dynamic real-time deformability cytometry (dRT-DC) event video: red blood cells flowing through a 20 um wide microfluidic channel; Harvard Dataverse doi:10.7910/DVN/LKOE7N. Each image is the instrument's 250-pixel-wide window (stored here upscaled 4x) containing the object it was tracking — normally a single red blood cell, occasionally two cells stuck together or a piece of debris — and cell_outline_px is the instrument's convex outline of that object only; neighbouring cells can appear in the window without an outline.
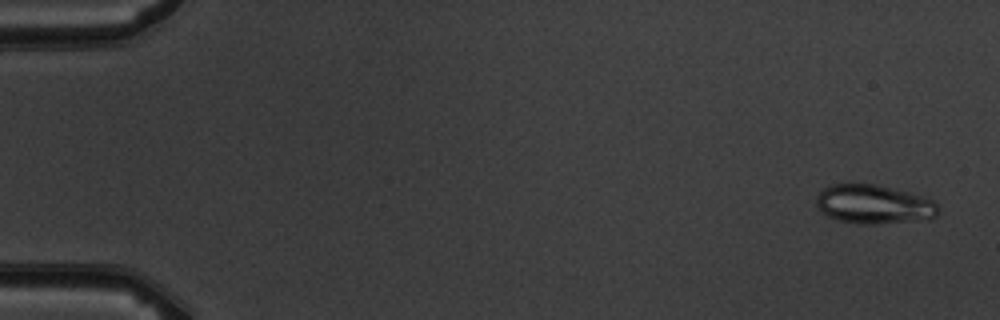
{"species": "common noctule bat (a hibernating species)", "species_latin": "Nyctalus noctula", "temperature_condition": "warm", "stored_images_in_passage": 5, "camera_frame_rate_fps": 3000, "um_per_image_px": 0.085, "animal": {"sex": "male", "body_mass_g": 19.5, "forearm_length_mm": 54.6}, "frame": {"image": 1, "passage_image": 1, "time_ms": 0.0, "image_size_px": [1000, 320], "cell_outline_px": [[940, 208], [936, 216], [928, 220], [876, 224], [856, 224], [840, 220], [828, 216], [816, 204], [816, 196], [824, 188], [832, 184], [876, 184], [908, 192], [932, 200]], "centroid_in_image_um": [74.3, 17.38], "position_along_channel_um": 10.7, "area_um2": 27.69}}